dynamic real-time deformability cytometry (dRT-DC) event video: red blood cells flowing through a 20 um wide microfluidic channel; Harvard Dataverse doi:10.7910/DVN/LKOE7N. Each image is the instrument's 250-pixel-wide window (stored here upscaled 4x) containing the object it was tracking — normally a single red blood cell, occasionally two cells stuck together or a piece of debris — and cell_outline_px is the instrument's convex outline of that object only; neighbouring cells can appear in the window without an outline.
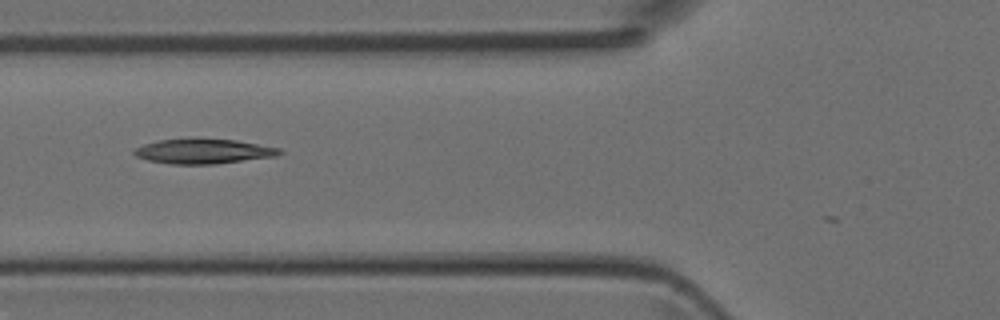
{"species": "Egyptian fruit bat (a non-hibernating species)", "species_latin": "Rousettus aegyptiacus", "temperature_condition": "room temperature", "stored_images_in_passage": 6, "camera_frame_rate_fps": 3000, "um_per_image_px": 0.085, "animal": {"sex": "female"}, "frame": {"image": 1, "passage_image": 5, "time_ms": 1.333, "image_size_px": [1000, 320], "cell_outline_px": [[284, 152], [276, 156], [212, 164], [172, 164], [148, 160], [136, 156], [132, 152], [136, 148], [144, 144], [160, 140], [196, 136], [200, 136], [236, 140], [280, 148]], "centroid_in_image_um": [17.28, 12.82], "position_along_channel_um": 108.5, "area_um2": 21.5}}